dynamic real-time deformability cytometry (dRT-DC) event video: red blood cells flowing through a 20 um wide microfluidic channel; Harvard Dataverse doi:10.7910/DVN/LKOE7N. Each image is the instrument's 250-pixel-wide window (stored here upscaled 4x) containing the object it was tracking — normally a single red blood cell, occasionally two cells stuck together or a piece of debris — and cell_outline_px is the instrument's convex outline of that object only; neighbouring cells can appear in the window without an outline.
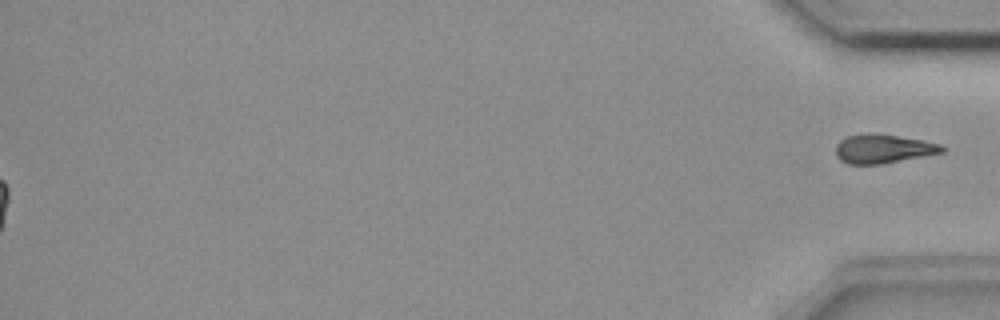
{"species": "common noctule bat (a hibernating species)", "species_latin": "Nyctalus noctula", "temperature_condition": "room temperature", "stored_images_in_passage": 57, "segment_of_instrument_passage": [2, 2], "camera_frame_rate_fps": 3000, "um_per_image_px": 0.085, "animal": {"sex": "female", "body_mass_g": 18.4}, "frame": {"image": 1, "passage_image": 57, "time_ms": 18.667, "image_size_px": [1000, 320], "cell_outline_px": [[944, 152], [884, 164], [848, 164], [840, 160], [836, 156], [836, 144], [840, 140], [848, 136], [864, 132], [876, 132], [920, 140], [940, 144], [944, 148]], "centroid_in_image_um": [75.02, 12.64], "position_along_channel_um": 360.2, "area_um2": 18.09}}